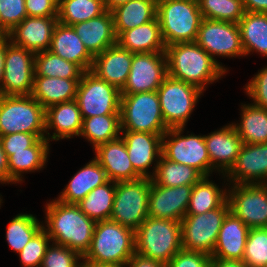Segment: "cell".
<instances>
[{
  "instance_id": "45",
  "label": "cell",
  "mask_w": 267,
  "mask_h": 267,
  "mask_svg": "<svg viewBox=\"0 0 267 267\" xmlns=\"http://www.w3.org/2000/svg\"><path fill=\"white\" fill-rule=\"evenodd\" d=\"M83 257L66 246L48 245L40 267H81Z\"/></svg>"
},
{
  "instance_id": "39",
  "label": "cell",
  "mask_w": 267,
  "mask_h": 267,
  "mask_svg": "<svg viewBox=\"0 0 267 267\" xmlns=\"http://www.w3.org/2000/svg\"><path fill=\"white\" fill-rule=\"evenodd\" d=\"M105 11L104 0H59L57 19L72 26L98 17Z\"/></svg>"
},
{
  "instance_id": "17",
  "label": "cell",
  "mask_w": 267,
  "mask_h": 267,
  "mask_svg": "<svg viewBox=\"0 0 267 267\" xmlns=\"http://www.w3.org/2000/svg\"><path fill=\"white\" fill-rule=\"evenodd\" d=\"M227 184H267V143L243 144L235 164L222 174Z\"/></svg>"
},
{
  "instance_id": "38",
  "label": "cell",
  "mask_w": 267,
  "mask_h": 267,
  "mask_svg": "<svg viewBox=\"0 0 267 267\" xmlns=\"http://www.w3.org/2000/svg\"><path fill=\"white\" fill-rule=\"evenodd\" d=\"M202 177L203 175L195 168L169 161L161 155L151 180L160 186L177 187L194 185Z\"/></svg>"
},
{
  "instance_id": "15",
  "label": "cell",
  "mask_w": 267,
  "mask_h": 267,
  "mask_svg": "<svg viewBox=\"0 0 267 267\" xmlns=\"http://www.w3.org/2000/svg\"><path fill=\"white\" fill-rule=\"evenodd\" d=\"M167 76L165 52L133 53L129 76L121 94L157 91Z\"/></svg>"
},
{
  "instance_id": "19",
  "label": "cell",
  "mask_w": 267,
  "mask_h": 267,
  "mask_svg": "<svg viewBox=\"0 0 267 267\" xmlns=\"http://www.w3.org/2000/svg\"><path fill=\"white\" fill-rule=\"evenodd\" d=\"M121 134L134 170L142 178L151 179L162 155L163 135L134 131H121ZM153 163L155 167L150 173L149 168Z\"/></svg>"
},
{
  "instance_id": "47",
  "label": "cell",
  "mask_w": 267,
  "mask_h": 267,
  "mask_svg": "<svg viewBox=\"0 0 267 267\" xmlns=\"http://www.w3.org/2000/svg\"><path fill=\"white\" fill-rule=\"evenodd\" d=\"M40 138H46V134L20 132L0 136V141L8 158L14 152L27 151V148L32 147Z\"/></svg>"
},
{
  "instance_id": "30",
  "label": "cell",
  "mask_w": 267,
  "mask_h": 267,
  "mask_svg": "<svg viewBox=\"0 0 267 267\" xmlns=\"http://www.w3.org/2000/svg\"><path fill=\"white\" fill-rule=\"evenodd\" d=\"M79 81L80 79L34 76L31 96L47 109L52 105L74 100Z\"/></svg>"
},
{
  "instance_id": "49",
  "label": "cell",
  "mask_w": 267,
  "mask_h": 267,
  "mask_svg": "<svg viewBox=\"0 0 267 267\" xmlns=\"http://www.w3.org/2000/svg\"><path fill=\"white\" fill-rule=\"evenodd\" d=\"M212 257L203 252L181 249L166 264L167 267H210Z\"/></svg>"
},
{
  "instance_id": "33",
  "label": "cell",
  "mask_w": 267,
  "mask_h": 267,
  "mask_svg": "<svg viewBox=\"0 0 267 267\" xmlns=\"http://www.w3.org/2000/svg\"><path fill=\"white\" fill-rule=\"evenodd\" d=\"M244 54L267 57V13L245 12L238 22Z\"/></svg>"
},
{
  "instance_id": "43",
  "label": "cell",
  "mask_w": 267,
  "mask_h": 267,
  "mask_svg": "<svg viewBox=\"0 0 267 267\" xmlns=\"http://www.w3.org/2000/svg\"><path fill=\"white\" fill-rule=\"evenodd\" d=\"M242 261L247 267H267V228H250Z\"/></svg>"
},
{
  "instance_id": "59",
  "label": "cell",
  "mask_w": 267,
  "mask_h": 267,
  "mask_svg": "<svg viewBox=\"0 0 267 267\" xmlns=\"http://www.w3.org/2000/svg\"><path fill=\"white\" fill-rule=\"evenodd\" d=\"M1 198H2V197L0 196V207H1V203H3V202H2L3 200H2Z\"/></svg>"
},
{
  "instance_id": "31",
  "label": "cell",
  "mask_w": 267,
  "mask_h": 267,
  "mask_svg": "<svg viewBox=\"0 0 267 267\" xmlns=\"http://www.w3.org/2000/svg\"><path fill=\"white\" fill-rule=\"evenodd\" d=\"M50 143L46 138H40L27 151L14 152L8 160L9 183H22L24 173L41 170L48 162Z\"/></svg>"
},
{
  "instance_id": "20",
  "label": "cell",
  "mask_w": 267,
  "mask_h": 267,
  "mask_svg": "<svg viewBox=\"0 0 267 267\" xmlns=\"http://www.w3.org/2000/svg\"><path fill=\"white\" fill-rule=\"evenodd\" d=\"M57 23V17L27 16L7 35L13 45L39 53L49 50Z\"/></svg>"
},
{
  "instance_id": "53",
  "label": "cell",
  "mask_w": 267,
  "mask_h": 267,
  "mask_svg": "<svg viewBox=\"0 0 267 267\" xmlns=\"http://www.w3.org/2000/svg\"><path fill=\"white\" fill-rule=\"evenodd\" d=\"M245 12L267 13V0H242Z\"/></svg>"
},
{
  "instance_id": "4",
  "label": "cell",
  "mask_w": 267,
  "mask_h": 267,
  "mask_svg": "<svg viewBox=\"0 0 267 267\" xmlns=\"http://www.w3.org/2000/svg\"><path fill=\"white\" fill-rule=\"evenodd\" d=\"M157 17L166 46L195 42L203 20L196 0H157Z\"/></svg>"
},
{
  "instance_id": "29",
  "label": "cell",
  "mask_w": 267,
  "mask_h": 267,
  "mask_svg": "<svg viewBox=\"0 0 267 267\" xmlns=\"http://www.w3.org/2000/svg\"><path fill=\"white\" fill-rule=\"evenodd\" d=\"M117 44L131 53L165 52L158 17L136 28L123 31L117 37Z\"/></svg>"
},
{
  "instance_id": "5",
  "label": "cell",
  "mask_w": 267,
  "mask_h": 267,
  "mask_svg": "<svg viewBox=\"0 0 267 267\" xmlns=\"http://www.w3.org/2000/svg\"><path fill=\"white\" fill-rule=\"evenodd\" d=\"M135 247L137 253L167 264L182 249L180 222L148 216L135 231Z\"/></svg>"
},
{
  "instance_id": "21",
  "label": "cell",
  "mask_w": 267,
  "mask_h": 267,
  "mask_svg": "<svg viewBox=\"0 0 267 267\" xmlns=\"http://www.w3.org/2000/svg\"><path fill=\"white\" fill-rule=\"evenodd\" d=\"M206 148L212 167L218 173L226 174L235 164L243 145L233 124L204 135Z\"/></svg>"
},
{
  "instance_id": "23",
  "label": "cell",
  "mask_w": 267,
  "mask_h": 267,
  "mask_svg": "<svg viewBox=\"0 0 267 267\" xmlns=\"http://www.w3.org/2000/svg\"><path fill=\"white\" fill-rule=\"evenodd\" d=\"M95 159L106 171L109 180L114 182L134 181L142 178L129 159L122 137L99 145L95 150Z\"/></svg>"
},
{
  "instance_id": "51",
  "label": "cell",
  "mask_w": 267,
  "mask_h": 267,
  "mask_svg": "<svg viewBox=\"0 0 267 267\" xmlns=\"http://www.w3.org/2000/svg\"><path fill=\"white\" fill-rule=\"evenodd\" d=\"M125 267H167L166 264L135 252Z\"/></svg>"
},
{
  "instance_id": "12",
  "label": "cell",
  "mask_w": 267,
  "mask_h": 267,
  "mask_svg": "<svg viewBox=\"0 0 267 267\" xmlns=\"http://www.w3.org/2000/svg\"><path fill=\"white\" fill-rule=\"evenodd\" d=\"M75 100L82 119L120 114L121 91L91 71H84L77 86Z\"/></svg>"
},
{
  "instance_id": "8",
  "label": "cell",
  "mask_w": 267,
  "mask_h": 267,
  "mask_svg": "<svg viewBox=\"0 0 267 267\" xmlns=\"http://www.w3.org/2000/svg\"><path fill=\"white\" fill-rule=\"evenodd\" d=\"M150 178L116 182L110 220L136 231L148 218Z\"/></svg>"
},
{
  "instance_id": "24",
  "label": "cell",
  "mask_w": 267,
  "mask_h": 267,
  "mask_svg": "<svg viewBox=\"0 0 267 267\" xmlns=\"http://www.w3.org/2000/svg\"><path fill=\"white\" fill-rule=\"evenodd\" d=\"M250 228L231 211L225 216L212 259L242 261Z\"/></svg>"
},
{
  "instance_id": "28",
  "label": "cell",
  "mask_w": 267,
  "mask_h": 267,
  "mask_svg": "<svg viewBox=\"0 0 267 267\" xmlns=\"http://www.w3.org/2000/svg\"><path fill=\"white\" fill-rule=\"evenodd\" d=\"M106 171L93 158L80 168L58 196V200L67 204H77L93 189L108 182Z\"/></svg>"
},
{
  "instance_id": "41",
  "label": "cell",
  "mask_w": 267,
  "mask_h": 267,
  "mask_svg": "<svg viewBox=\"0 0 267 267\" xmlns=\"http://www.w3.org/2000/svg\"><path fill=\"white\" fill-rule=\"evenodd\" d=\"M42 223L43 221L39 222L33 214H17L6 228V241L9 247L14 252L19 253L42 228Z\"/></svg>"
},
{
  "instance_id": "55",
  "label": "cell",
  "mask_w": 267,
  "mask_h": 267,
  "mask_svg": "<svg viewBox=\"0 0 267 267\" xmlns=\"http://www.w3.org/2000/svg\"><path fill=\"white\" fill-rule=\"evenodd\" d=\"M210 267H247L243 261L211 259Z\"/></svg>"
},
{
  "instance_id": "18",
  "label": "cell",
  "mask_w": 267,
  "mask_h": 267,
  "mask_svg": "<svg viewBox=\"0 0 267 267\" xmlns=\"http://www.w3.org/2000/svg\"><path fill=\"white\" fill-rule=\"evenodd\" d=\"M193 185L165 187L151 180L148 214L153 218L181 222L187 213Z\"/></svg>"
},
{
  "instance_id": "1",
  "label": "cell",
  "mask_w": 267,
  "mask_h": 267,
  "mask_svg": "<svg viewBox=\"0 0 267 267\" xmlns=\"http://www.w3.org/2000/svg\"><path fill=\"white\" fill-rule=\"evenodd\" d=\"M45 225L51 242L68 247L82 257L89 250L96 221L87 217L77 204H67L58 199L46 203Z\"/></svg>"
},
{
  "instance_id": "52",
  "label": "cell",
  "mask_w": 267,
  "mask_h": 267,
  "mask_svg": "<svg viewBox=\"0 0 267 267\" xmlns=\"http://www.w3.org/2000/svg\"><path fill=\"white\" fill-rule=\"evenodd\" d=\"M11 43L7 34L0 37V95H2V82L4 77V62L7 46Z\"/></svg>"
},
{
  "instance_id": "16",
  "label": "cell",
  "mask_w": 267,
  "mask_h": 267,
  "mask_svg": "<svg viewBox=\"0 0 267 267\" xmlns=\"http://www.w3.org/2000/svg\"><path fill=\"white\" fill-rule=\"evenodd\" d=\"M34 65L35 53L10 43L4 62L2 95H31Z\"/></svg>"
},
{
  "instance_id": "50",
  "label": "cell",
  "mask_w": 267,
  "mask_h": 267,
  "mask_svg": "<svg viewBox=\"0 0 267 267\" xmlns=\"http://www.w3.org/2000/svg\"><path fill=\"white\" fill-rule=\"evenodd\" d=\"M29 17H57L58 3L55 0H25Z\"/></svg>"
},
{
  "instance_id": "26",
  "label": "cell",
  "mask_w": 267,
  "mask_h": 267,
  "mask_svg": "<svg viewBox=\"0 0 267 267\" xmlns=\"http://www.w3.org/2000/svg\"><path fill=\"white\" fill-rule=\"evenodd\" d=\"M82 116L76 100L58 103L46 109V139L58 141L78 136L82 130ZM50 130H54L51 135Z\"/></svg>"
},
{
  "instance_id": "40",
  "label": "cell",
  "mask_w": 267,
  "mask_h": 267,
  "mask_svg": "<svg viewBox=\"0 0 267 267\" xmlns=\"http://www.w3.org/2000/svg\"><path fill=\"white\" fill-rule=\"evenodd\" d=\"M34 70V76L66 79H81L84 72L77 64L67 61L49 50L35 53Z\"/></svg>"
},
{
  "instance_id": "3",
  "label": "cell",
  "mask_w": 267,
  "mask_h": 267,
  "mask_svg": "<svg viewBox=\"0 0 267 267\" xmlns=\"http://www.w3.org/2000/svg\"><path fill=\"white\" fill-rule=\"evenodd\" d=\"M135 252L134 230L112 220L98 221L82 262L125 266Z\"/></svg>"
},
{
  "instance_id": "32",
  "label": "cell",
  "mask_w": 267,
  "mask_h": 267,
  "mask_svg": "<svg viewBox=\"0 0 267 267\" xmlns=\"http://www.w3.org/2000/svg\"><path fill=\"white\" fill-rule=\"evenodd\" d=\"M114 30L118 37L123 31L146 24L157 17V0H130L114 8Z\"/></svg>"
},
{
  "instance_id": "58",
  "label": "cell",
  "mask_w": 267,
  "mask_h": 267,
  "mask_svg": "<svg viewBox=\"0 0 267 267\" xmlns=\"http://www.w3.org/2000/svg\"><path fill=\"white\" fill-rule=\"evenodd\" d=\"M5 33L0 29V37L4 36Z\"/></svg>"
},
{
  "instance_id": "42",
  "label": "cell",
  "mask_w": 267,
  "mask_h": 267,
  "mask_svg": "<svg viewBox=\"0 0 267 267\" xmlns=\"http://www.w3.org/2000/svg\"><path fill=\"white\" fill-rule=\"evenodd\" d=\"M203 18L238 23L245 11L242 0H198Z\"/></svg>"
},
{
  "instance_id": "46",
  "label": "cell",
  "mask_w": 267,
  "mask_h": 267,
  "mask_svg": "<svg viewBox=\"0 0 267 267\" xmlns=\"http://www.w3.org/2000/svg\"><path fill=\"white\" fill-rule=\"evenodd\" d=\"M27 17L25 0H0V29L8 34Z\"/></svg>"
},
{
  "instance_id": "10",
  "label": "cell",
  "mask_w": 267,
  "mask_h": 267,
  "mask_svg": "<svg viewBox=\"0 0 267 267\" xmlns=\"http://www.w3.org/2000/svg\"><path fill=\"white\" fill-rule=\"evenodd\" d=\"M203 91L187 82L167 76L157 90L166 127H184Z\"/></svg>"
},
{
  "instance_id": "35",
  "label": "cell",
  "mask_w": 267,
  "mask_h": 267,
  "mask_svg": "<svg viewBox=\"0 0 267 267\" xmlns=\"http://www.w3.org/2000/svg\"><path fill=\"white\" fill-rule=\"evenodd\" d=\"M120 134V114H107L83 118L79 136L87 139L95 150L99 145L119 138Z\"/></svg>"
},
{
  "instance_id": "44",
  "label": "cell",
  "mask_w": 267,
  "mask_h": 267,
  "mask_svg": "<svg viewBox=\"0 0 267 267\" xmlns=\"http://www.w3.org/2000/svg\"><path fill=\"white\" fill-rule=\"evenodd\" d=\"M51 239L41 228L18 253L22 267H40Z\"/></svg>"
},
{
  "instance_id": "37",
  "label": "cell",
  "mask_w": 267,
  "mask_h": 267,
  "mask_svg": "<svg viewBox=\"0 0 267 267\" xmlns=\"http://www.w3.org/2000/svg\"><path fill=\"white\" fill-rule=\"evenodd\" d=\"M115 190L116 182L109 180L93 189L77 205L87 217L96 222L110 220Z\"/></svg>"
},
{
  "instance_id": "36",
  "label": "cell",
  "mask_w": 267,
  "mask_h": 267,
  "mask_svg": "<svg viewBox=\"0 0 267 267\" xmlns=\"http://www.w3.org/2000/svg\"><path fill=\"white\" fill-rule=\"evenodd\" d=\"M227 190V186L221 189L209 176H203L193 185L186 214H202L219 208L227 200Z\"/></svg>"
},
{
  "instance_id": "54",
  "label": "cell",
  "mask_w": 267,
  "mask_h": 267,
  "mask_svg": "<svg viewBox=\"0 0 267 267\" xmlns=\"http://www.w3.org/2000/svg\"><path fill=\"white\" fill-rule=\"evenodd\" d=\"M0 183L9 184L8 160L0 141Z\"/></svg>"
},
{
  "instance_id": "48",
  "label": "cell",
  "mask_w": 267,
  "mask_h": 267,
  "mask_svg": "<svg viewBox=\"0 0 267 267\" xmlns=\"http://www.w3.org/2000/svg\"><path fill=\"white\" fill-rule=\"evenodd\" d=\"M244 89L249 99H253V105L267 110V66L259 70Z\"/></svg>"
},
{
  "instance_id": "14",
  "label": "cell",
  "mask_w": 267,
  "mask_h": 267,
  "mask_svg": "<svg viewBox=\"0 0 267 267\" xmlns=\"http://www.w3.org/2000/svg\"><path fill=\"white\" fill-rule=\"evenodd\" d=\"M232 185H227L230 211L249 228H267V184Z\"/></svg>"
},
{
  "instance_id": "6",
  "label": "cell",
  "mask_w": 267,
  "mask_h": 267,
  "mask_svg": "<svg viewBox=\"0 0 267 267\" xmlns=\"http://www.w3.org/2000/svg\"><path fill=\"white\" fill-rule=\"evenodd\" d=\"M45 112L31 95H0V136L46 134Z\"/></svg>"
},
{
  "instance_id": "34",
  "label": "cell",
  "mask_w": 267,
  "mask_h": 267,
  "mask_svg": "<svg viewBox=\"0 0 267 267\" xmlns=\"http://www.w3.org/2000/svg\"><path fill=\"white\" fill-rule=\"evenodd\" d=\"M240 123H232L243 144L267 143V110L241 104Z\"/></svg>"
},
{
  "instance_id": "11",
  "label": "cell",
  "mask_w": 267,
  "mask_h": 267,
  "mask_svg": "<svg viewBox=\"0 0 267 267\" xmlns=\"http://www.w3.org/2000/svg\"><path fill=\"white\" fill-rule=\"evenodd\" d=\"M184 127L169 128L162 136V155L169 161L195 168L203 176L214 172L204 135H183ZM182 134V135H181Z\"/></svg>"
},
{
  "instance_id": "13",
  "label": "cell",
  "mask_w": 267,
  "mask_h": 267,
  "mask_svg": "<svg viewBox=\"0 0 267 267\" xmlns=\"http://www.w3.org/2000/svg\"><path fill=\"white\" fill-rule=\"evenodd\" d=\"M195 42L226 72L227 68L215 59L216 56L225 58L245 56L238 23L203 18Z\"/></svg>"
},
{
  "instance_id": "25",
  "label": "cell",
  "mask_w": 267,
  "mask_h": 267,
  "mask_svg": "<svg viewBox=\"0 0 267 267\" xmlns=\"http://www.w3.org/2000/svg\"><path fill=\"white\" fill-rule=\"evenodd\" d=\"M72 27L93 57L117 44L114 18L109 10L88 21L76 23Z\"/></svg>"
},
{
  "instance_id": "27",
  "label": "cell",
  "mask_w": 267,
  "mask_h": 267,
  "mask_svg": "<svg viewBox=\"0 0 267 267\" xmlns=\"http://www.w3.org/2000/svg\"><path fill=\"white\" fill-rule=\"evenodd\" d=\"M49 51L77 64L83 71H90L94 57L85 48L80 37L70 25L57 23Z\"/></svg>"
},
{
  "instance_id": "56",
  "label": "cell",
  "mask_w": 267,
  "mask_h": 267,
  "mask_svg": "<svg viewBox=\"0 0 267 267\" xmlns=\"http://www.w3.org/2000/svg\"><path fill=\"white\" fill-rule=\"evenodd\" d=\"M130 0H104L106 10L112 11L117 6L124 4Z\"/></svg>"
},
{
  "instance_id": "57",
  "label": "cell",
  "mask_w": 267,
  "mask_h": 267,
  "mask_svg": "<svg viewBox=\"0 0 267 267\" xmlns=\"http://www.w3.org/2000/svg\"><path fill=\"white\" fill-rule=\"evenodd\" d=\"M81 267H125V266L113 265V264H98L94 262H82Z\"/></svg>"
},
{
  "instance_id": "9",
  "label": "cell",
  "mask_w": 267,
  "mask_h": 267,
  "mask_svg": "<svg viewBox=\"0 0 267 267\" xmlns=\"http://www.w3.org/2000/svg\"><path fill=\"white\" fill-rule=\"evenodd\" d=\"M230 211L228 200L219 208L202 213L186 214L181 224L182 249L212 255L219 230Z\"/></svg>"
},
{
  "instance_id": "7",
  "label": "cell",
  "mask_w": 267,
  "mask_h": 267,
  "mask_svg": "<svg viewBox=\"0 0 267 267\" xmlns=\"http://www.w3.org/2000/svg\"><path fill=\"white\" fill-rule=\"evenodd\" d=\"M121 131L163 135L168 128L163 120L157 91L121 94Z\"/></svg>"
},
{
  "instance_id": "22",
  "label": "cell",
  "mask_w": 267,
  "mask_h": 267,
  "mask_svg": "<svg viewBox=\"0 0 267 267\" xmlns=\"http://www.w3.org/2000/svg\"><path fill=\"white\" fill-rule=\"evenodd\" d=\"M133 59V53L115 44L93 59L91 72L120 91L125 86Z\"/></svg>"
},
{
  "instance_id": "2",
  "label": "cell",
  "mask_w": 267,
  "mask_h": 267,
  "mask_svg": "<svg viewBox=\"0 0 267 267\" xmlns=\"http://www.w3.org/2000/svg\"><path fill=\"white\" fill-rule=\"evenodd\" d=\"M168 76L194 85L201 91L221 80L226 71L196 42L166 46Z\"/></svg>"
}]
</instances>
